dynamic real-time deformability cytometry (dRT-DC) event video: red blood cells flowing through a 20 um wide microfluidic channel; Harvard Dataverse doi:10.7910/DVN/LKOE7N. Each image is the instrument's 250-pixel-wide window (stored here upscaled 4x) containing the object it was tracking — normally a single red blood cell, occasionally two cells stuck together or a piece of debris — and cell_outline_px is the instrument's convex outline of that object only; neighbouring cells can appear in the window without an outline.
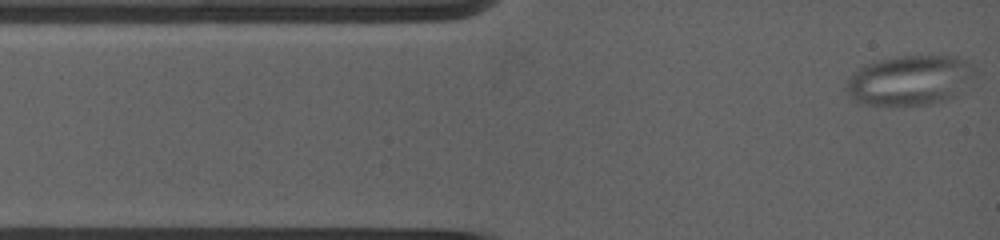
{"species": "common noctule bat (a hibernating species)", "species_latin": "Nyctalus noctula", "temperature_condition": "warm", "stored_images_in_passage": 18, "camera_frame_rate_fps": 5000, "um_per_image_px": 0.085, "animal": {"sex": "female", "body_mass_g": 19.0, "forearm_length_mm": 53.3}, "frame": {"image": 1, "passage_image": 1, "time_ms": 0.0, "image_size_px": [1000, 240], "cell_outline_px": [[956, 60], [948, 96], [940, 100], [928, 104], [868, 104], [852, 100], [852, 76], [860, 68], [868, 64], [884, 60], [904, 56], [956, 56]], "centroid_in_image_um": [76.87, 6.85], "position_along_channel_um": 8.1, "area_um2": 31.33}}
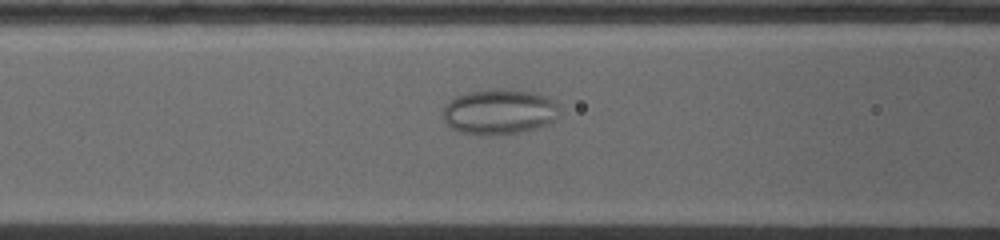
{"frame": {"image": 2, "passage_image": 11, "time_ms": 4.2, "image_size_px": [1000, 240], "cell_outline_px": [[556, 108], [540, 124], [516, 132], [464, 132], [452, 128], [444, 116], [444, 108], [452, 100], [460, 96], [476, 92], [520, 92], [536, 96], [548, 100], [556, 104]], "centroid_in_image_um": [42.26, 9.51], "position_along_channel_um": 124.3, "area_um2": 26.47}}